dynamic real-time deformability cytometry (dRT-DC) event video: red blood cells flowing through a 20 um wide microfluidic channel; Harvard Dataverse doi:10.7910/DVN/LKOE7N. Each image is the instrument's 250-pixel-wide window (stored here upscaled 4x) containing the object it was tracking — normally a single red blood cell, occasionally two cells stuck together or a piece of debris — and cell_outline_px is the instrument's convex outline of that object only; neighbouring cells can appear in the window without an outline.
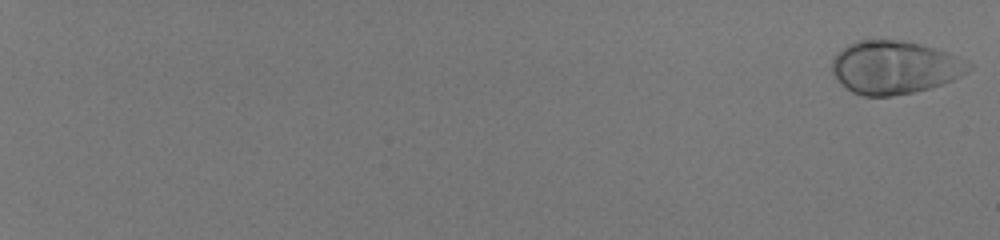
{"species": "human", "species_latin": "Homo sapiens", "temperature_condition": "room temperature", "stored_images_in_passage": 57, "camera_frame_rate_fps": 3000, "um_per_image_px": 0.085, "donor": {"sex": "male"}, "frame": {"image": 1, "passage_image": 1, "time_ms": 0.0, "image_size_px": [1000, 240], "cell_outline_px": [[972, 68], [952, 80], [928, 88], [912, 92], [892, 96], [864, 96], [852, 92], [832, 72], [832, 60], [848, 44], [856, 40], [904, 40], [920, 44], [944, 52], [972, 64]], "centroid_in_image_um": [76.02, 5.72], "position_along_channel_um": 9.0, "area_um2": 41.44}}
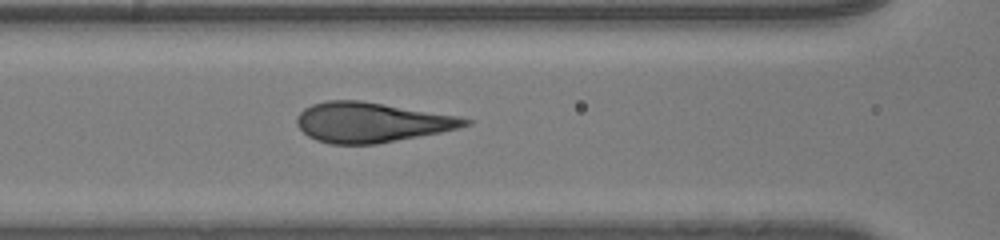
{"frame": {"image": 2, "passage_image": 32, "time_ms": 10.333, "image_size_px": [1000, 240], "cell_outline_px": [[472, 124], [460, 128], [440, 132], [376, 144], [328, 144], [316, 140], [308, 136], [296, 124], [296, 116], [304, 108], [312, 104], [324, 100], [360, 100], [456, 116], [472, 120]], "centroid_in_image_um": [31.52, 10.4], "position_along_channel_um": 135.1, "area_um2": 39.02}}
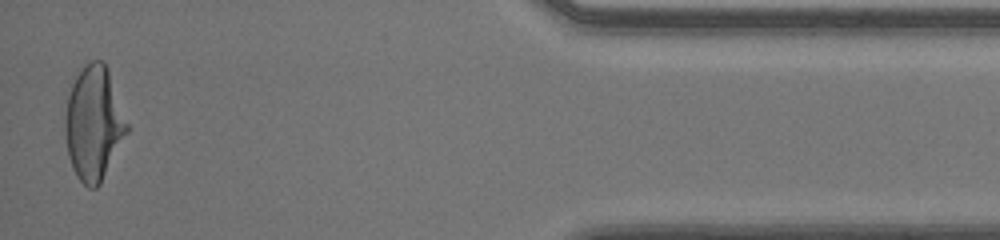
{"frame": {"image": 3, "passage_image": 57, "time_ms": 18.667, "image_size_px": [1000, 240], "cell_outline_px": [[132, 128], [100, 184], [96, 188], [88, 188], [76, 176], [72, 168], [68, 156], [64, 132], [64, 116], [68, 96], [72, 84], [76, 76], [84, 64], [92, 60], [104, 60]], "centroid_in_image_um": [8.0, 10.49], "position_along_channel_um": 427.2, "area_um2": 42.08}}